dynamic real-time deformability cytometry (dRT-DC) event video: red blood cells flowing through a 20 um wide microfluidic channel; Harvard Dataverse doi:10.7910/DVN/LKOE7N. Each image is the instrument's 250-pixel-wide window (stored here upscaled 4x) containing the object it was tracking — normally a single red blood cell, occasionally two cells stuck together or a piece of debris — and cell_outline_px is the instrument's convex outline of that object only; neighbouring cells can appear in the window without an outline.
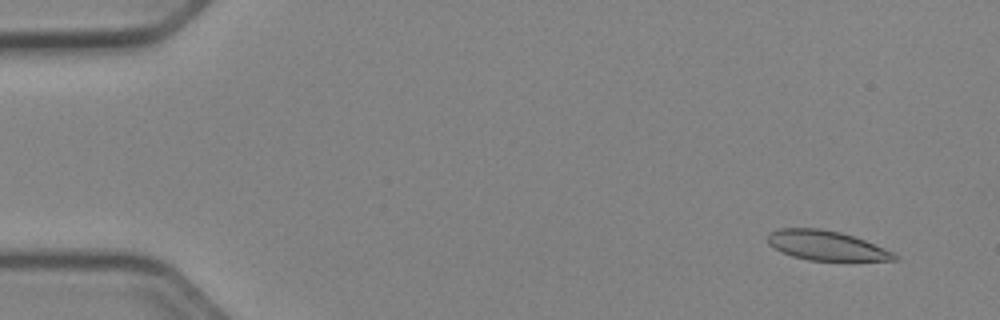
{"species": "Egyptian fruit bat (a non-hibernating species)", "species_latin": "Rousettus aegyptiacus", "temperature_condition": "cold", "stored_images_in_passage": 52, "camera_frame_rate_fps": 3000, "um_per_image_px": 0.085, "animal": {"sex": "female"}, "frame": {"image": 1, "passage_image": 4, "time_ms": 1.0, "image_size_px": [1000, 320], "cell_outline_px": [[900, 260], [808, 260], [792, 256], [768, 244], [768, 232], [780, 228], [820, 228], [840, 232], [864, 240], [884, 248], [900, 256]], "centroid_in_image_um": [70.23, 20.86], "position_along_channel_um": 14.8, "area_um2": 21.62}}
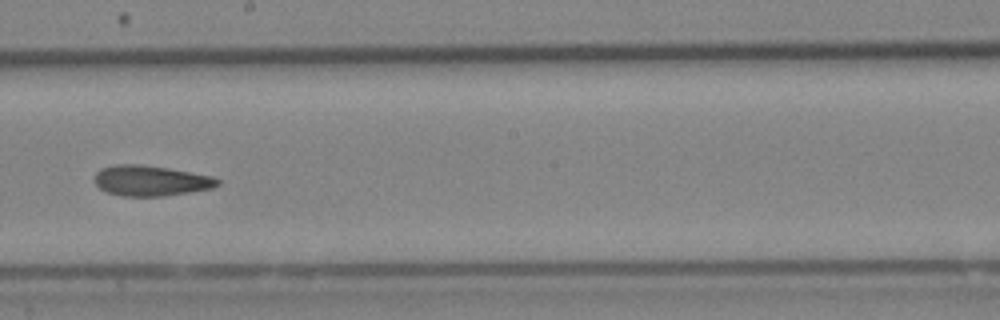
{"frame": {"image": 2, "passage_image": 30, "time_ms": 9.667, "image_size_px": [1000, 320], "cell_outline_px": [[220, 184], [212, 188], [164, 196], [120, 196], [108, 192], [100, 188], [92, 180], [96, 172], [100, 168], [116, 164], [140, 164], [168, 168], [212, 176], [220, 180]], "centroid_in_image_um": [12.78, 15.35], "position_along_channel_um": 235.4, "area_um2": 21.91}}
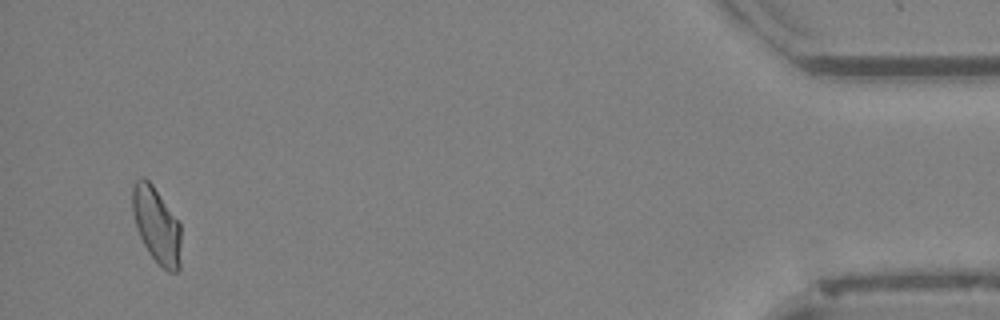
{"frame": {"image": 3, "passage_image": 50, "time_ms": 16.333, "image_size_px": [1000, 320], "cell_outline_px": [[180, 268], [176, 272], [168, 272], [148, 252], [136, 228], [132, 212], [132, 184], [140, 176], [144, 176], [152, 184], [180, 224]], "centroid_in_image_um": [13.28, 19.11], "position_along_channel_um": 421.9, "area_um2": 21.39}, "authors_computed_cell_mechanics": {"area_um2": 21.8773, "velocity_mm_per_s": 3.9449, "shape_relaxation_time_tau1_ms": null, "shape_relaxation_time_tau2_ms": 4.1128, "deformation_change_tau1": null, "deformation_change_tau2": 0.1072}}